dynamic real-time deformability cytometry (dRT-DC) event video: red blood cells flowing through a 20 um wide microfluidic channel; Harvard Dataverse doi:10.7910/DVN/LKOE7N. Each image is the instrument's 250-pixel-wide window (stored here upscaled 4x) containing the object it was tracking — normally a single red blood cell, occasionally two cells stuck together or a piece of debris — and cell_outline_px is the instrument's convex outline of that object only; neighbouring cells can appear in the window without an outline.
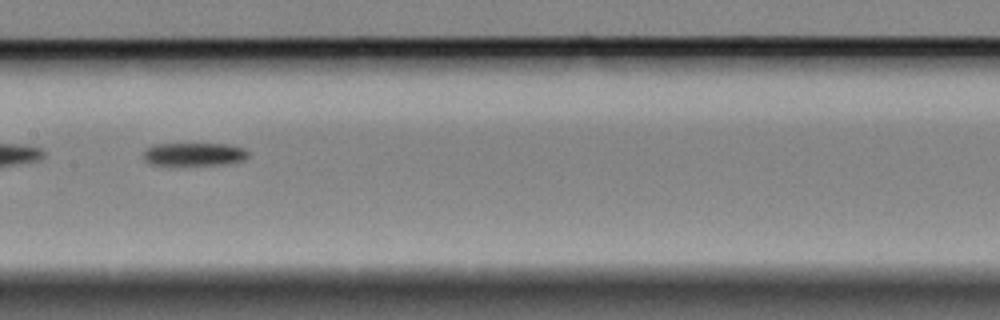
{"species": "Egyptian fruit bat (a non-hibernating species)", "species_latin": "Rousettus aegyptiacus", "temperature_condition": "cold", "stored_images_in_passage": 43, "camera_frame_rate_fps": 3000, "um_per_image_px": 0.085, "animal": {"sex": "female"}, "frame": {"image": 1, "passage_image": 13, "time_ms": 4.0, "image_size_px": [1000, 320], "cell_outline_px": [[248, 156], [244, 160], [228, 164], [172, 168], [168, 168], [148, 164], [144, 160], [144, 148], [152, 144], [228, 144], [244, 148], [248, 152]], "centroid_in_image_um": [16.4, 13.17], "position_along_channel_um": 191.0, "area_um2": 15.26}}
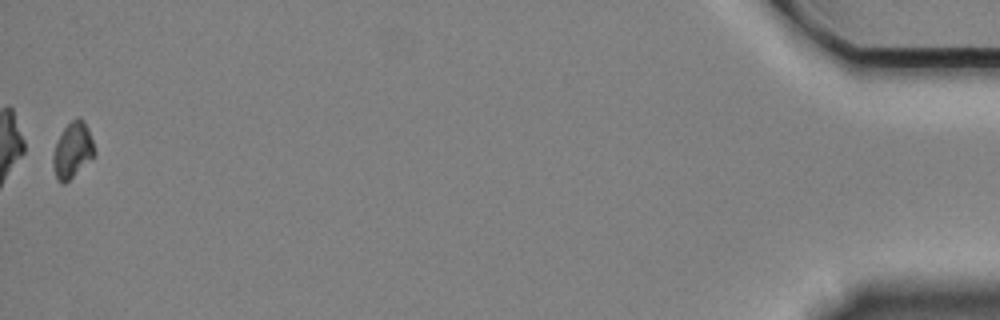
{"frame": {"image": 2, "passage_image": 43, "time_ms": 14.0, "image_size_px": [1000, 320], "cell_outline_px": [[96, 152], [64, 184], [60, 184], [56, 180], [52, 164], [52, 156], [56, 144], [64, 128], [76, 116], [80, 116], [84, 120], [88, 128]], "centroid_in_image_um": [6.14, 12.75], "position_along_channel_um": 429.1, "area_um2": 13.18}, "authors_computed_cell_mechanics": {"area_um2": 14.161, "velocity_mm_per_s": 3.3308, "shape_relaxation_time_tau1_ms": 9.2388, "shape_relaxation_time_tau2_ms": null, "deformation_change_tau1": 0.1842, "deformation_change_tau2": null}}